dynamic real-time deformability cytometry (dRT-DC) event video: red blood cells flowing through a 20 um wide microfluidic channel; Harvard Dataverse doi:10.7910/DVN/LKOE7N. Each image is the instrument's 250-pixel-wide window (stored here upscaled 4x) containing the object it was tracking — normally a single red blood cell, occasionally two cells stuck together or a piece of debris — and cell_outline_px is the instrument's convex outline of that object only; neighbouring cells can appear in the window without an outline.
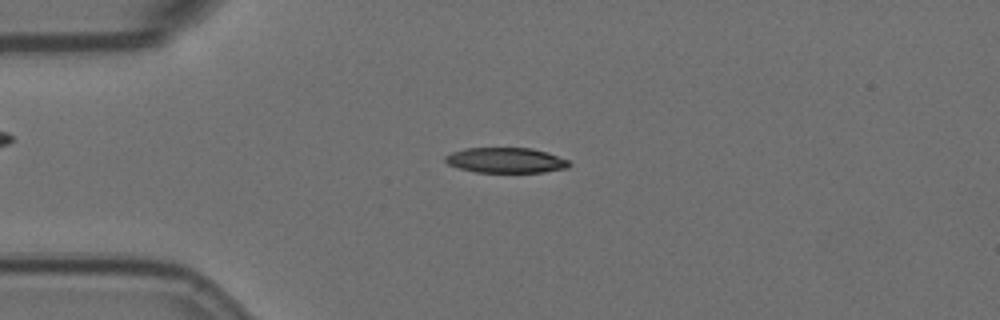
{"species": "Egyptian fruit bat (a non-hibernating species)", "species_latin": "Rousettus aegyptiacus", "temperature_condition": "room temperature", "stored_images_in_passage": 56, "camera_frame_rate_fps": 3000, "um_per_image_px": 0.085, "animal": {"sex": "female"}, "frame": {"image": 1, "passage_image": 13, "time_ms": 4.0, "image_size_px": [1000, 320], "cell_outline_px": [[572, 164], [568, 168], [544, 172], [476, 172], [460, 168], [448, 164], [444, 160], [444, 156], [452, 152], [464, 148], [532, 148], [548, 152], [568, 160]], "centroid_in_image_um": [43.02, 13.62], "position_along_channel_um": 42.0, "area_um2": 18.32}}
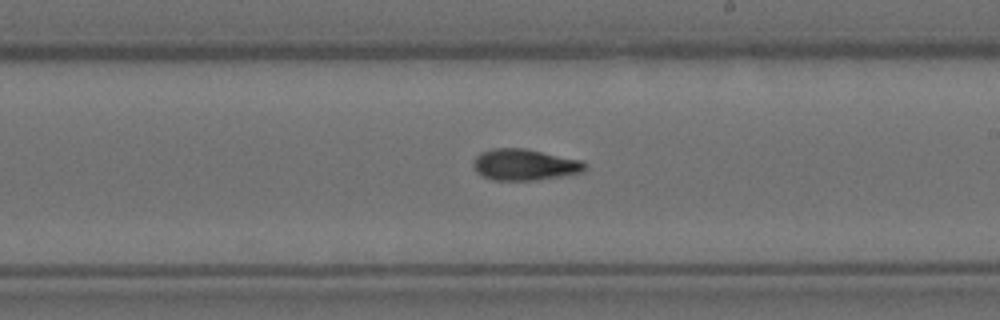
{"frame": {"image": 2, "passage_image": 32, "time_ms": 10.333, "image_size_px": [1000, 320], "cell_outline_px": [[588, 164], [584, 172], [564, 176], [536, 180], [492, 180], [476, 172], [472, 164], [476, 156], [480, 152], [492, 148], [524, 148], [580, 160]], "centroid_in_image_um": [44.59, 14.0], "position_along_channel_um": 244.4, "area_um2": 20.46}}
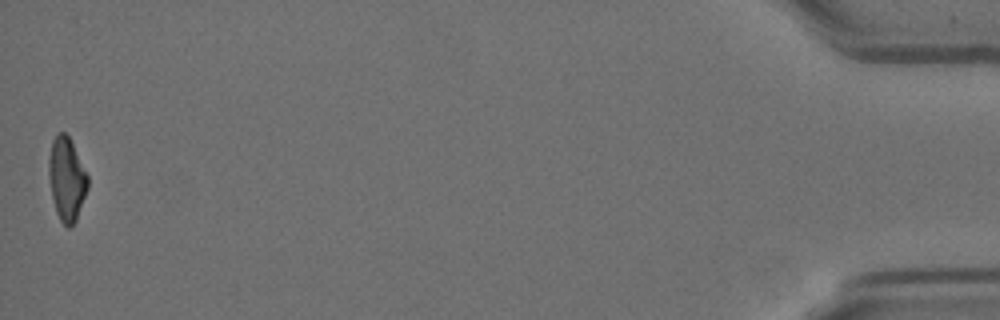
{"frame": {"image": 3, "passage_image": 56, "time_ms": 18.333, "image_size_px": [1000, 320], "cell_outline_px": [[88, 188], [76, 220], [68, 228], [60, 220], [56, 212], [52, 196], [48, 176], [48, 160], [52, 140], [60, 132], [64, 132], [68, 136], [88, 176]], "centroid_in_image_um": [5.65, 15.23], "position_along_channel_um": 429.5, "area_um2": 18.67}, "authors_computed_cell_mechanics": {"area_um2": 19.3052, "velocity_mm_per_s": 3.5394, "shape_relaxation_time_tau1_ms": 5.0125, "shape_relaxation_time_tau2_ms": 6.3343, "deformation_change_tau1": 0.181, "deformation_change_tau2": 0.1078}}